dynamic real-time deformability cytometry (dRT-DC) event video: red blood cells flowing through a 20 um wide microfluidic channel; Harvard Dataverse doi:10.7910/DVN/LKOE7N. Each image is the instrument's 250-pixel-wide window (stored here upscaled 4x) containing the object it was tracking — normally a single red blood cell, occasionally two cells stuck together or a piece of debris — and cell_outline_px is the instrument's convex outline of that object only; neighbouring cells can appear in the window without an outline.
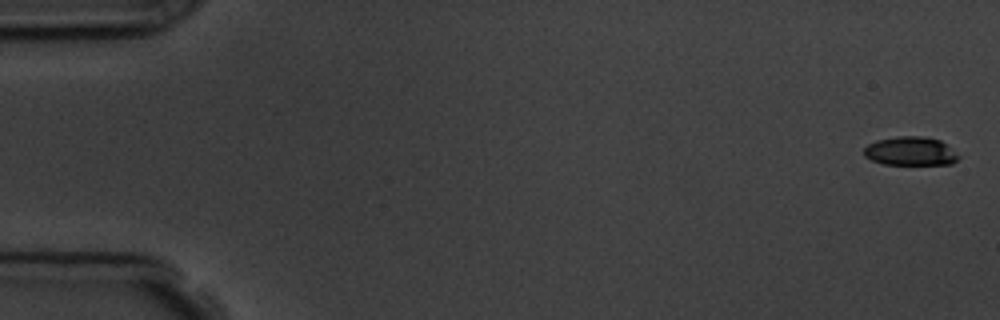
{"species": "common noctule bat (a hibernating species)", "species_latin": "Nyctalus noctula", "temperature_condition": "room temperature", "stored_images_in_passage": 6, "camera_frame_rate_fps": 3000, "um_per_image_px": 0.085, "animal": {"sex": "male", "body_mass_g": 19.5, "forearm_length_mm": 54.6}, "frame": {"image": 1, "passage_image": 1, "time_ms": 0.0, "image_size_px": [1000, 320], "cell_outline_px": [[960, 156], [952, 164], [884, 164], [872, 160], [864, 156], [864, 148], [868, 144], [876, 140], [896, 136], [924, 136], [940, 140]], "centroid_in_image_um": [77.37, 12.84], "position_along_channel_um": 7.6, "area_um2": 15.78}}
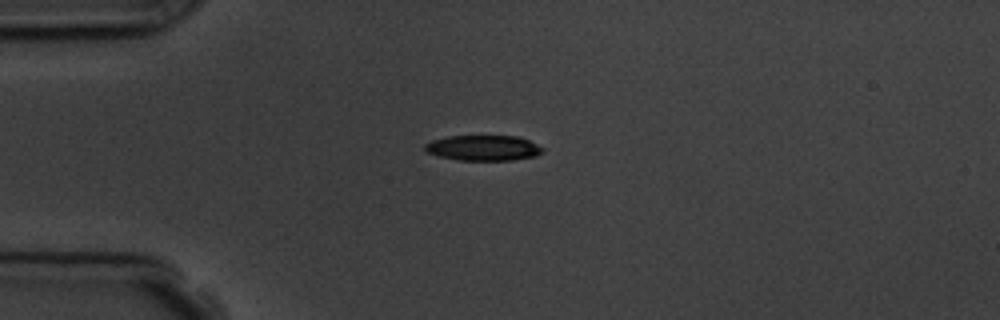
{"frame": {"image": 2, "passage_image": 5, "time_ms": 4.333, "image_size_px": [1000, 320], "cell_outline_px": [[544, 152], [536, 156], [512, 160], [460, 160], [440, 156], [428, 152], [424, 148], [424, 144], [432, 140], [448, 136], [516, 136], [528, 140], [544, 148]], "centroid_in_image_um": [41.11, 12.57], "position_along_channel_um": 43.9, "area_um2": 17.34}}